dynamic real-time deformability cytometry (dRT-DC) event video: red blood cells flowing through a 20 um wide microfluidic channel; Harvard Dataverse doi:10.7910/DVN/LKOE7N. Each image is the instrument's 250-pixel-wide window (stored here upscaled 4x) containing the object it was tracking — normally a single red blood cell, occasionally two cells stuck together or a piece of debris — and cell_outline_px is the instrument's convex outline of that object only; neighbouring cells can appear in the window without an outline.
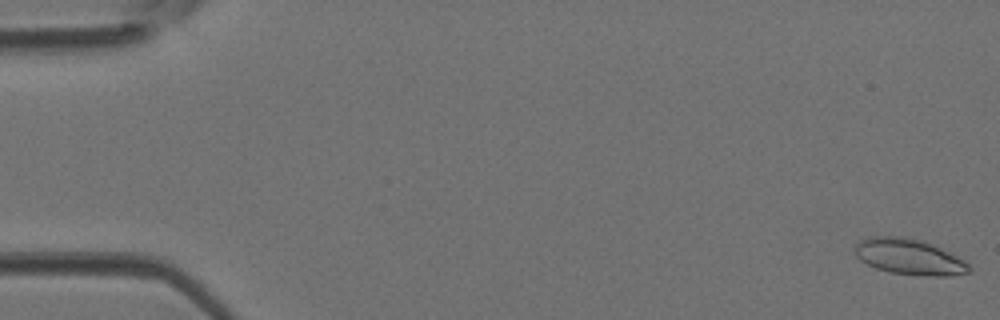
{"species": "Egyptian fruit bat (a non-hibernating species)", "species_latin": "Rousettus aegyptiacus", "temperature_condition": "room temperature", "stored_images_in_passage": 45, "camera_frame_rate_fps": 3000, "um_per_image_px": 0.085, "animal": {"sex": "female"}, "frame": {"image": 1, "passage_image": 1, "time_ms": 0.0, "image_size_px": [1000, 320], "cell_outline_px": [[972, 272], [952, 276], [920, 276], [888, 272], [876, 268], [860, 260], [856, 256], [856, 244], [860, 240], [868, 236], [904, 236], [924, 240], [964, 260], [972, 268]], "centroid_in_image_um": [77.3, 21.83], "position_along_channel_um": 7.7, "area_um2": 24.1}}
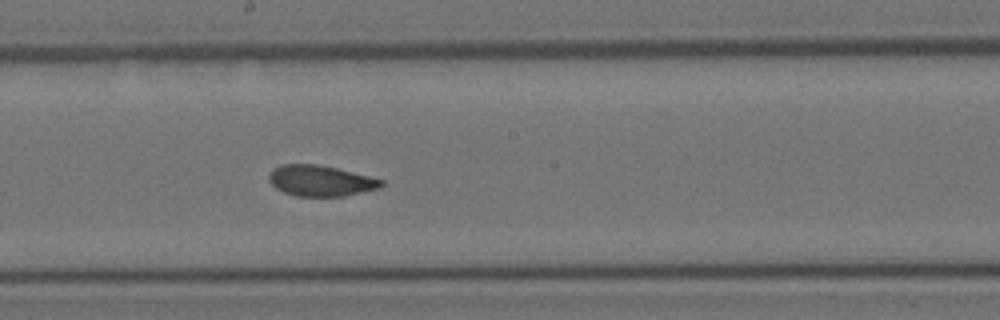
{"frame": {"image": 2, "passage_image": 25, "time_ms": 8.0, "image_size_px": [1000, 320], "cell_outline_px": [[384, 184], [380, 188], [344, 196], [296, 196], [284, 192], [276, 188], [268, 180], [268, 176], [280, 164], [316, 164], [336, 168], [384, 180]], "centroid_in_image_um": [27.26, 15.37], "position_along_channel_um": 220.9, "area_um2": 20.0}}
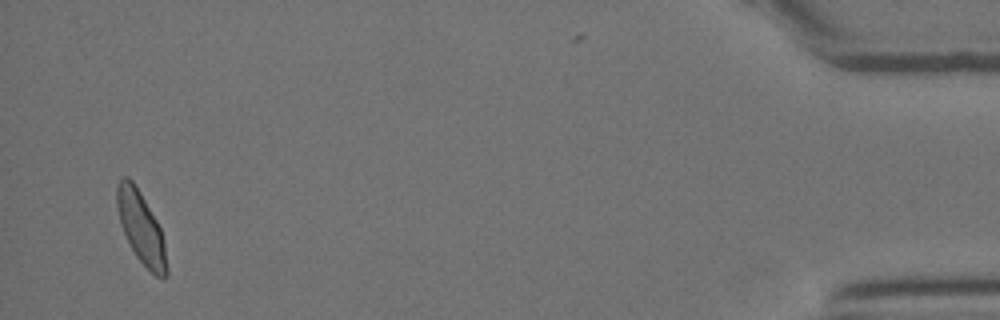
{"frame": {"image": 3, "passage_image": 44, "time_ms": 14.333, "image_size_px": [1000, 320], "cell_outline_px": [[168, 276], [164, 280], [156, 276], [136, 256], [120, 224], [116, 208], [116, 184], [120, 176], [128, 176], [132, 180], [156, 220], [160, 228], [164, 240], [168, 268]], "centroid_in_image_um": [11.98, 19.35], "position_along_channel_um": 423.2, "area_um2": 20.75}}